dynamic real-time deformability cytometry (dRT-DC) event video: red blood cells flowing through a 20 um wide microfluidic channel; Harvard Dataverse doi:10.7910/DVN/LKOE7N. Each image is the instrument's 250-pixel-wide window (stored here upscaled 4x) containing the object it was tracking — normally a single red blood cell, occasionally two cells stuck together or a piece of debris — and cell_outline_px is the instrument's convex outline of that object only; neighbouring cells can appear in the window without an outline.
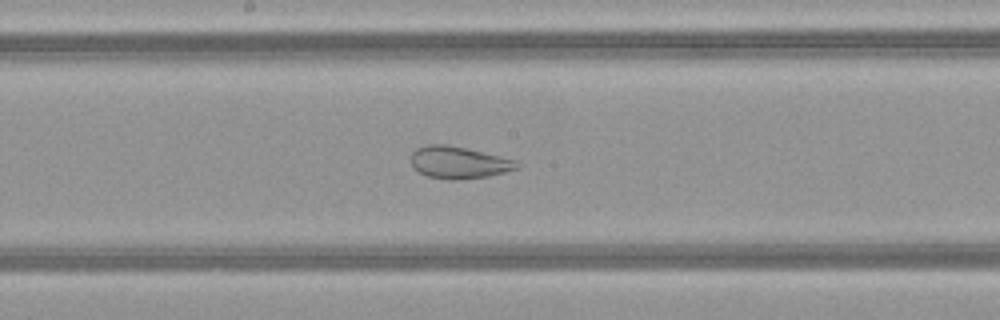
{"species": "common noctule bat (a hibernating species)", "species_latin": "Nyctalus noctula", "temperature_condition": "warm", "stored_images_in_passage": 50, "camera_frame_rate_fps": 3000, "um_per_image_px": 0.085, "animal": {"sex": "female", "body_mass_g": 21.9}, "frame": {"image": 1, "passage_image": 27, "time_ms": 8.667, "image_size_px": [1000, 320], "cell_outline_px": [[520, 168], [488, 176], [456, 180], [448, 180], [428, 176], [412, 168], [412, 152], [416, 148], [428, 144], [448, 144], [500, 156], [516, 160], [520, 164]], "centroid_in_image_um": [38.99, 13.81], "position_along_channel_um": 209.2, "area_um2": 19.83}}
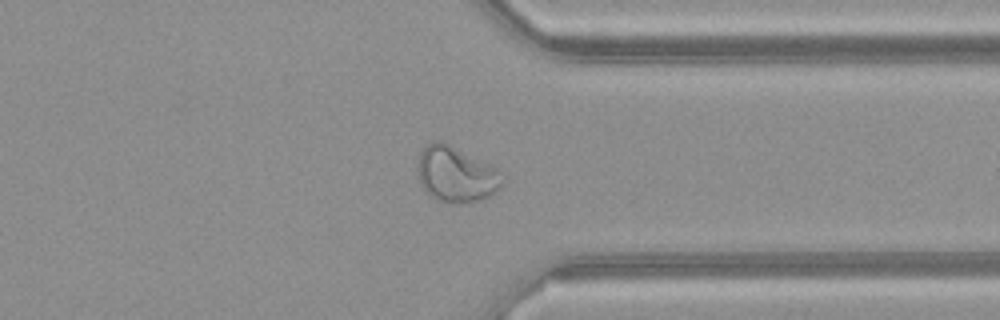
{"frame": {"image": 2, "passage_image": 39, "time_ms": 12.667, "image_size_px": [1000, 320], "cell_outline_px": [[508, 180], [496, 192], [480, 200], [448, 204], [432, 196], [420, 184], [416, 168], [416, 164], [420, 152], [432, 140], [444, 140], [496, 168]], "centroid_in_image_um": [38.77, 14.79], "position_along_channel_um": 372.6, "area_um2": 27.86}}
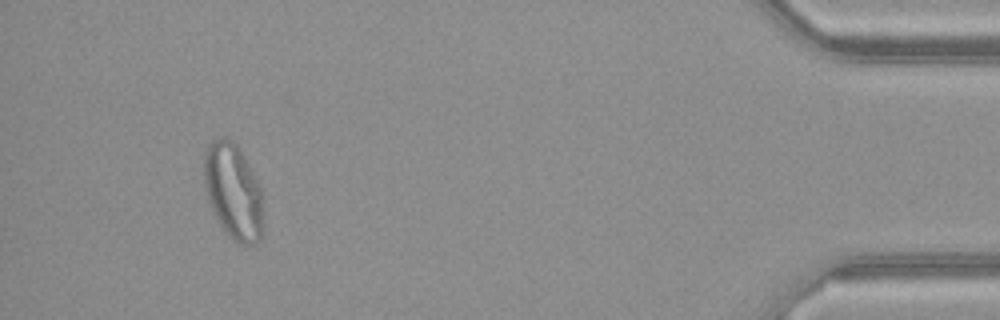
{"frame": {"image": 3, "passage_image": 47, "time_ms": 15.333, "image_size_px": [1000, 320], "cell_outline_px": [[264, 228], [260, 240], [256, 244], [240, 244], [232, 240], [228, 236], [220, 224], [212, 208], [208, 196], [204, 180], [204, 152], [208, 144], [212, 140], [220, 136], [224, 136], [232, 140], [240, 148], [264, 196]], "centroid_in_image_um": [19.87, 16.29], "position_along_channel_um": 415.3, "area_um2": 33.47}}